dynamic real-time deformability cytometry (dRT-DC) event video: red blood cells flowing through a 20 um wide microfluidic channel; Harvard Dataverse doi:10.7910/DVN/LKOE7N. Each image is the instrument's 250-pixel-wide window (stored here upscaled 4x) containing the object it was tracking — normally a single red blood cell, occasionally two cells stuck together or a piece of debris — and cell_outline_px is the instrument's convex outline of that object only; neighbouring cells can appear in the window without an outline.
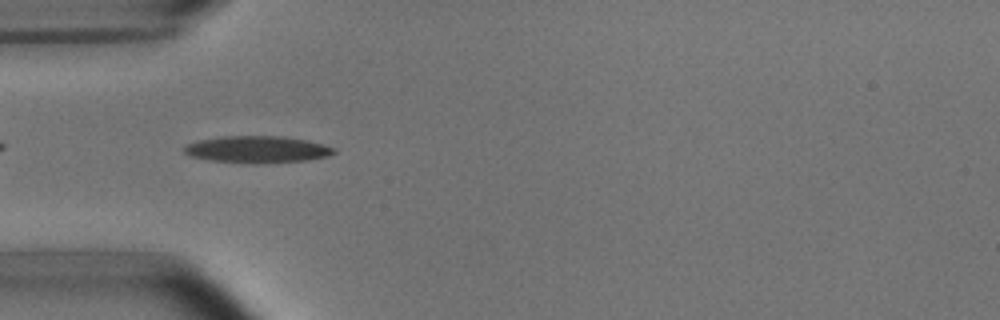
{"species": "common noctule bat (a hibernating species)", "species_latin": "Nyctalus noctula", "temperature_condition": "room temperature", "stored_images_in_passage": 4, "camera_frame_rate_fps": 3000, "um_per_image_px": 0.085, "animal": {"sex": "male", "body_mass_g": 15.6}, "frame": {"image": 1, "passage_image": 3, "time_ms": 3.333, "image_size_px": [1000, 320], "cell_outline_px": [[336, 152], [328, 156], [304, 160], [212, 160], [192, 156], [184, 152], [184, 148], [188, 144], [200, 140], [224, 136], [284, 136], [308, 140], [324, 144], [336, 148]], "centroid_in_image_um": [21.93, 12.63], "position_along_channel_um": 63.1, "area_um2": 21.96}}